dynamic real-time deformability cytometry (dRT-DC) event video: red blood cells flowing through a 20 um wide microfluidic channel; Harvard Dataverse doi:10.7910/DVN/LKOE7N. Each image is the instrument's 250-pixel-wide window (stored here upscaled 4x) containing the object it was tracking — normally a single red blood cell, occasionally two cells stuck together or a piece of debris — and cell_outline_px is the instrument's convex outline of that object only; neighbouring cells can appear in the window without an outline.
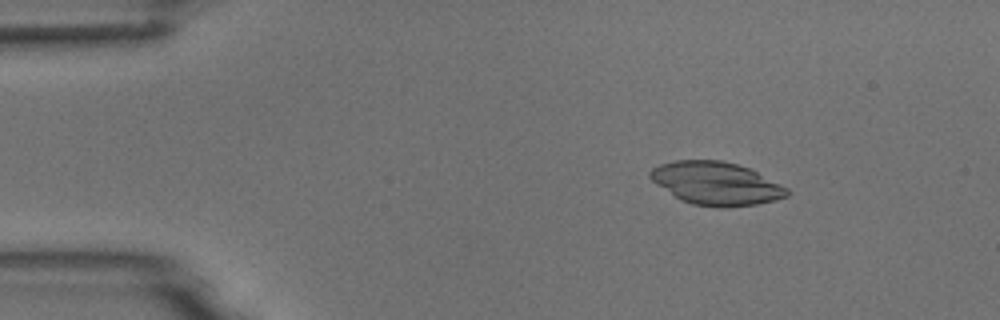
{"species": "common noctule bat (a hibernating species)", "species_latin": "Nyctalus noctula", "temperature_condition": "room temperature", "stored_images_in_passage": 5, "camera_frame_rate_fps": 3000, "um_per_image_px": 0.085, "animal": {"sex": "male", "body_mass_g": 18.8}, "frame": {"image": 1, "passage_image": 2, "time_ms": 0.333, "image_size_px": [1000, 320], "cell_outline_px": [[788, 196], [756, 204], [720, 208], [716, 208], [692, 204], [680, 200], [656, 184], [648, 176], [648, 172], [652, 168], [660, 164], [676, 160], [724, 160], [748, 168], [788, 188]], "centroid_in_image_um": [60.82, 15.59], "position_along_channel_um": 24.2, "area_um2": 34.16}}